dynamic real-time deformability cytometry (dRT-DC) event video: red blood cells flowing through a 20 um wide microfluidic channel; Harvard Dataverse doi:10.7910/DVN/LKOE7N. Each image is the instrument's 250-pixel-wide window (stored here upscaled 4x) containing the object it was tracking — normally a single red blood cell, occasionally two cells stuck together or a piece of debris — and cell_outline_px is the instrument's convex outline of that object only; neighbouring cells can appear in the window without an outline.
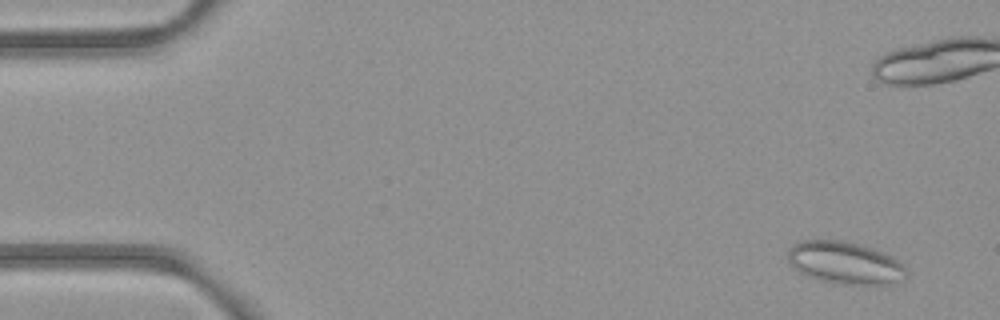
{"species": "common noctule bat (a hibernating species)", "species_latin": "Nyctalus noctula", "temperature_condition": "room temperature", "stored_images_in_passage": 5, "camera_frame_rate_fps": 3000, "um_per_image_px": 0.085, "animal": {"sex": "female", "body_mass_g": 21.9}, "frame": {"image": 1, "passage_image": 2, "time_ms": 1.0, "image_size_px": [1000, 320], "cell_outline_px": [[908, 276], [892, 284], [832, 284], [808, 276], [800, 272], [788, 264], [788, 248], [792, 244], [800, 240], [844, 240], [860, 244], [872, 248], [892, 256], [904, 264], [908, 272]], "centroid_in_image_um": [71.82, 22.34], "position_along_channel_um": 13.2, "area_um2": 29.71}}